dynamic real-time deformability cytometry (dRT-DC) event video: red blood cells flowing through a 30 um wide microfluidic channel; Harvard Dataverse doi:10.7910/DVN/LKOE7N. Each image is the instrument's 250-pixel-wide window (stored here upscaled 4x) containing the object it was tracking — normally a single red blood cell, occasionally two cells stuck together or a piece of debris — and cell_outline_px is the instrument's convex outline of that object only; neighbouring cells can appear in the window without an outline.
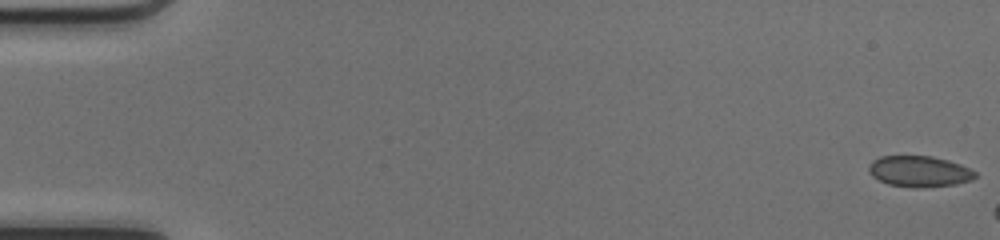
{"species": "common noctule bat (a hibernating species)", "species_latin": "Nyctalus noctula", "temperature_condition": "cold", "stored_images_in_passage": 7, "camera_frame_rate_fps": 3000, "um_per_image_px": 0.085, "animal": {"sex": "female", "body_mass_g": 17.0, "forearm_length_mm": 48.0}, "frame": {"image": 1, "passage_image": 1, "time_ms": 0.0, "image_size_px": [1000, 240], "cell_outline_px": [[976, 176], [972, 180], [956, 184], [920, 188], [912, 188], [888, 184], [872, 176], [868, 172], [868, 164], [872, 160], [880, 156], [932, 156], [948, 160], [960, 164], [976, 172]], "centroid_in_image_um": [78.11, 14.57], "position_along_channel_um": 6.9, "area_um2": 19.36}}